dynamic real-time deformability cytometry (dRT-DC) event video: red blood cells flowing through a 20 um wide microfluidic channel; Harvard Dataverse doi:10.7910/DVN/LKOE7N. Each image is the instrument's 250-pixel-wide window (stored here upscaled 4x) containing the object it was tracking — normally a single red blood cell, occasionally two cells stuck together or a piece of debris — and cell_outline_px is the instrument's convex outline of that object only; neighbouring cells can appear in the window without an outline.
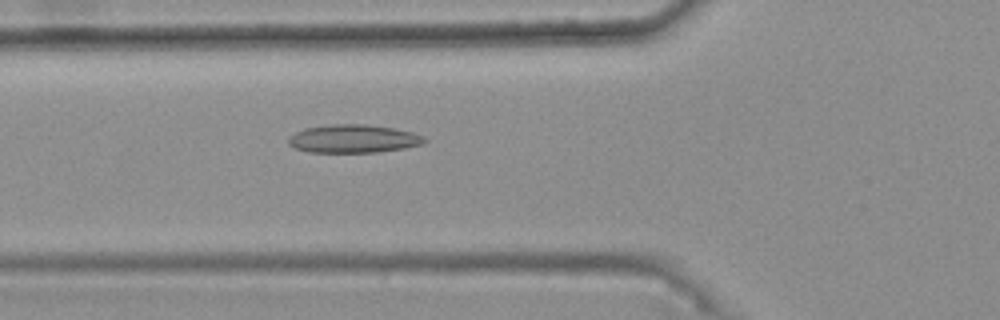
{"species": "common noctule bat (a hibernating species)", "species_latin": "Nyctalus noctula", "temperature_condition": "warm", "stored_images_in_passage": 31, "camera_frame_rate_fps": 3000, "um_per_image_px": 0.085, "animal": {"sex": "female", "body_mass_g": 25.1}, "frame": {"image": 1, "passage_image": 8, "time_ms": 2.333, "image_size_px": [1000, 320], "cell_outline_px": [[428, 140], [424, 144], [404, 148], [376, 152], [308, 152], [296, 148], [288, 144], [288, 136], [304, 128], [332, 124], [364, 124], [392, 128], [412, 132], [424, 136]], "centroid_in_image_um": [30.04, 11.79], "position_along_channel_um": 95.8, "area_um2": 22.37}}
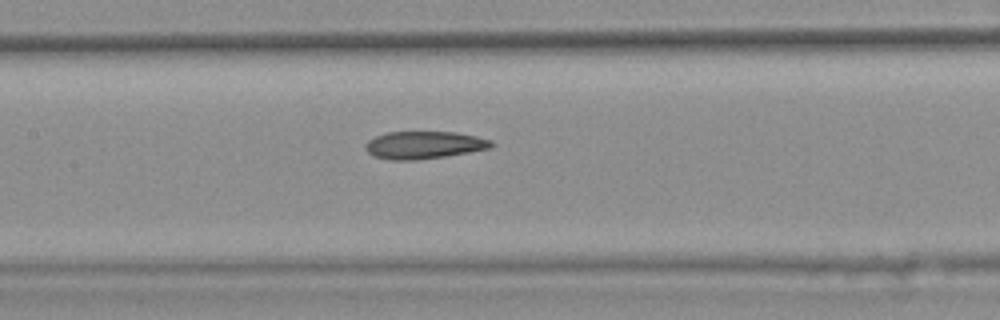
{"frame": {"image": 2, "passage_image": 14, "time_ms": 4.333, "image_size_px": [1000, 320], "cell_outline_px": [[496, 144], [488, 148], [468, 152], [444, 156], [416, 160], [388, 160], [372, 156], [364, 148], [364, 144], [368, 140], [376, 136], [388, 132], [456, 132], [476, 136], [492, 140]], "centroid_in_image_um": [36.0, 12.33], "position_along_channel_um": 171.4, "area_um2": 20.23}}
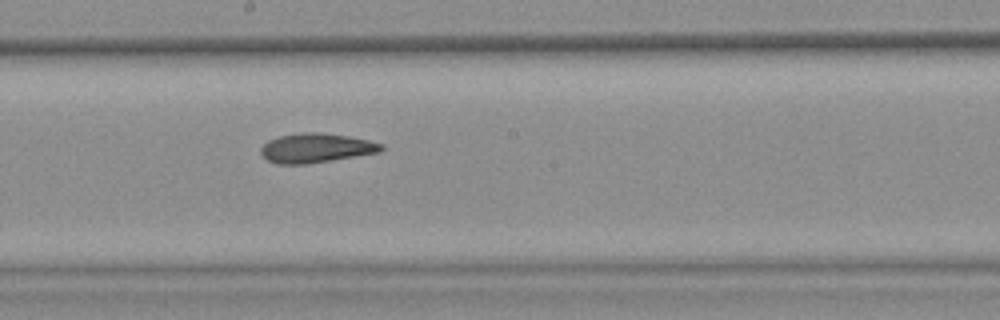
{"frame": {"image": 3, "passage_image": 18, "time_ms": 5.667, "image_size_px": [1000, 320], "cell_outline_px": [[384, 148], [380, 152], [308, 164], [276, 164], [268, 160], [260, 152], [260, 148], [268, 140], [276, 136], [304, 132], [320, 132], [348, 136], [368, 140], [384, 144]], "centroid_in_image_um": [26.85, 12.57], "position_along_channel_um": 221.3, "area_um2": 20.69}, "authors_computed_cell_mechanics": {"area_um2": 20.6346, "velocity_mm_per_s": 3.7615, "shape_relaxation_time_tau1_ms": null, "shape_relaxation_time_tau2_ms": 4.4108, "deformation_change_tau1": null, "deformation_change_tau2": 0.1131}}